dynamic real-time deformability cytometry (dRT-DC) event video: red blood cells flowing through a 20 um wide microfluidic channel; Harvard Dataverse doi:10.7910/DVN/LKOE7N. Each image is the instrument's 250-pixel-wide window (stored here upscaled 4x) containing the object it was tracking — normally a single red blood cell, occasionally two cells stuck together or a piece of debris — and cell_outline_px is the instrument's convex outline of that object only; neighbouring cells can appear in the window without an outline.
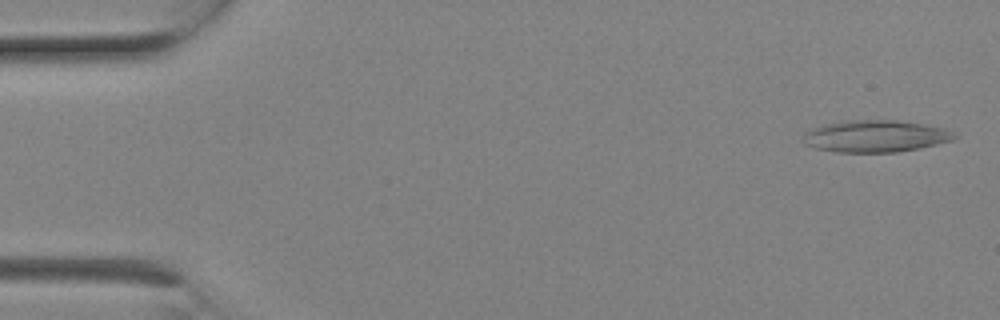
{"species": "Egyptian fruit bat (a non-hibernating species)", "species_latin": "Rousettus aegyptiacus", "temperature_condition": "room temperature", "stored_images_in_passage": 3, "camera_frame_rate_fps": 3000, "um_per_image_px": 0.085, "animal": {"sex": "female"}, "frame": {"image": 1, "passage_image": 3, "time_ms": 0.667, "image_size_px": [1000, 320], "cell_outline_px": [[960, 136], [952, 140], [920, 148], [896, 152], [836, 152], [816, 148], [804, 144], [804, 136], [808, 132], [816, 128], [828, 124], [852, 120], [896, 120], [924, 124], [940, 128], [952, 132]], "centroid_in_image_um": [74.46, 11.59], "position_along_channel_um": 10.5, "area_um2": 27.63}}